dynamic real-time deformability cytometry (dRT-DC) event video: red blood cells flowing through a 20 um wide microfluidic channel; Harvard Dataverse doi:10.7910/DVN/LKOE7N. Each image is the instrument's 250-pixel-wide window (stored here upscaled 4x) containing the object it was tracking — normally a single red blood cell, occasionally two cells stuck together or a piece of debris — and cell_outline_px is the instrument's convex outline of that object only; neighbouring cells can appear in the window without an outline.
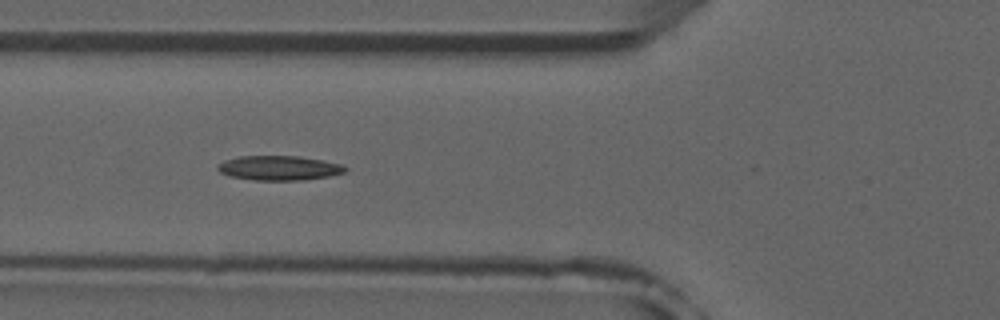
{"species": "common noctule bat (a hibernating species)", "species_latin": "Nyctalus noctula", "temperature_condition": "room temperature", "stored_images_in_passage": 8, "camera_frame_rate_fps": 3000, "um_per_image_px": 0.085, "animal": {"sex": "male", "forearm_length_mm": 52.5}, "frame": {"image": 1, "passage_image": 6, "time_ms": 5.667, "image_size_px": [1000, 320], "cell_outline_px": [[348, 168], [344, 172], [328, 176], [304, 180], [252, 180], [228, 176], [220, 172], [216, 168], [216, 164], [224, 160], [240, 156], [300, 156], [324, 160], [340, 164]], "centroid_in_image_um": [23.67, 14.27], "position_along_channel_um": 102.1, "area_um2": 18.38}}
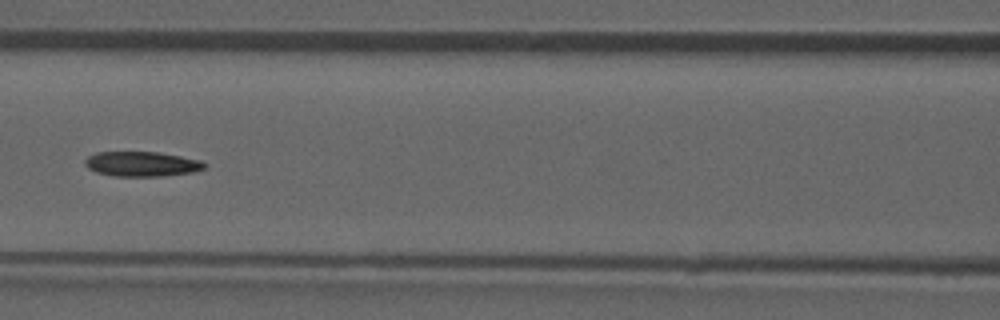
{"frame": {"image": 2, "passage_image": 7, "time_ms": 7.0, "image_size_px": [1000, 320], "cell_outline_px": [[208, 168], [196, 172], [164, 176], [112, 176], [96, 172], [88, 168], [84, 164], [84, 160], [88, 156], [96, 152], [156, 152], [180, 156], [200, 160], [208, 164]], "centroid_in_image_um": [12.09, 13.95], "position_along_channel_um": 154.5, "area_um2": 17.57}}